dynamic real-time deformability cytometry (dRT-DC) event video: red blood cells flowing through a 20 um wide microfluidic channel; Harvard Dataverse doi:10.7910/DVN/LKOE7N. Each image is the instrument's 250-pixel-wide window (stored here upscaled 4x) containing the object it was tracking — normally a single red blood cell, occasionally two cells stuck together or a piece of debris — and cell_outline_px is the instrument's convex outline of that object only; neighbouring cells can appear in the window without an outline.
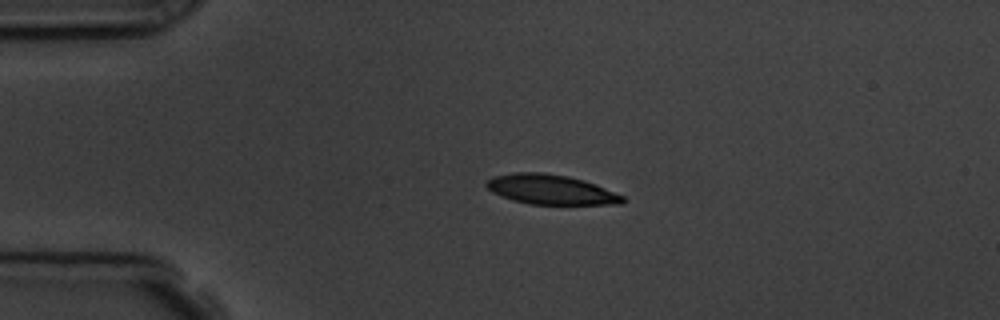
{"species": "common noctule bat (a hibernating species)", "species_latin": "Nyctalus noctula", "temperature_condition": "room temperature", "stored_images_in_passage": 4, "camera_frame_rate_fps": 3000, "um_per_image_px": 0.085, "animal": {"sex": "male", "body_mass_g": 19.5, "forearm_length_mm": 54.6}, "frame": {"image": 1, "passage_image": 3, "time_ms": 2.333, "image_size_px": [1000, 320], "cell_outline_px": [[628, 200], [620, 204], [528, 204], [512, 200], [492, 192], [484, 184], [484, 180], [492, 176], [516, 172], [540, 172], [568, 176], [584, 180], [596, 184], [624, 196]], "centroid_in_image_um": [46.8, 16.1], "position_along_channel_um": 38.2, "area_um2": 23.81}}